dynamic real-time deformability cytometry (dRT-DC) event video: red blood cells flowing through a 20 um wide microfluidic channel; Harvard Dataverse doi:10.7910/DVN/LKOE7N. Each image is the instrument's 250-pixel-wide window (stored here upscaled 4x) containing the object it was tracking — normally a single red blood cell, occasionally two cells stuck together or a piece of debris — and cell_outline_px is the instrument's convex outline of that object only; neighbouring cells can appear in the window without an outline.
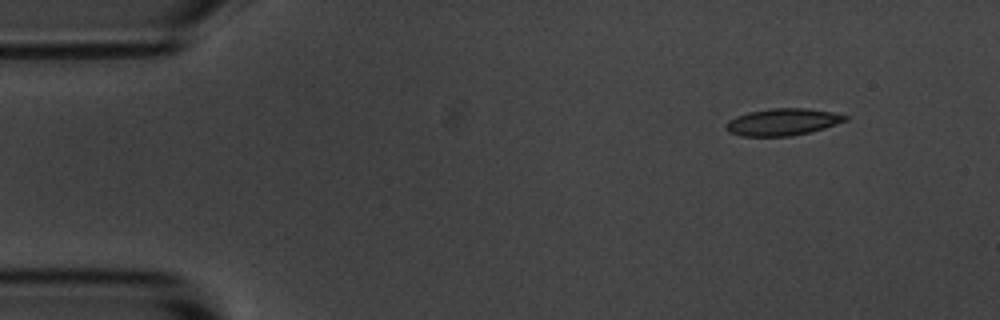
{"species": "common noctule bat (a hibernating species)", "species_latin": "Nyctalus noctula", "temperature_condition": "room temperature", "stored_images_in_passage": 10, "camera_frame_rate_fps": 3000, "um_per_image_px": 0.085, "animal": {"sex": "male", "body_mass_g": 20.1, "forearm_length_mm": 53.5}, "frame": {"image": 1, "passage_image": 1, "time_ms": 0.0, "image_size_px": [1000, 320], "cell_outline_px": [[848, 120], [824, 128], [792, 136], [740, 136], [728, 132], [724, 128], [724, 124], [728, 120], [736, 116], [748, 112], [772, 108], [808, 108], [832, 112], [848, 116]], "centroid_in_image_um": [66.48, 10.37], "position_along_channel_um": 18.5, "area_um2": 18.84}}
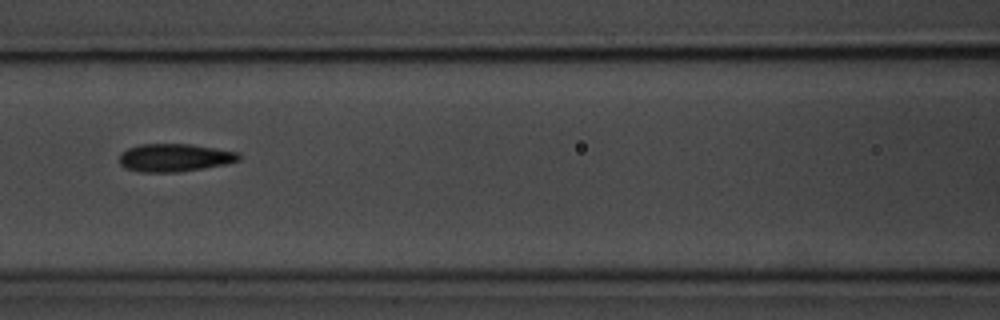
{"frame": {"image": 2, "passage_image": 6, "time_ms": 6.0, "image_size_px": [1000, 320], "cell_outline_px": [[240, 160], [228, 164], [180, 172], [140, 172], [124, 168], [120, 164], [120, 152], [128, 148], [140, 144], [192, 144], [240, 152]], "centroid_in_image_um": [14.86, 13.4], "position_along_channel_um": 151.7, "area_um2": 19.71}}
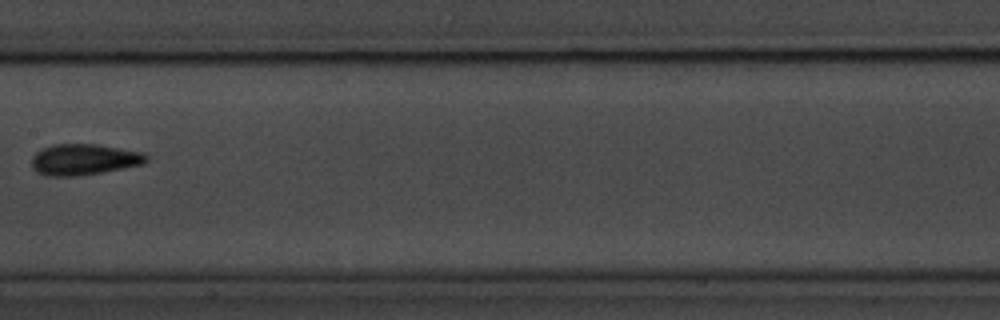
{"frame": {"image": 3, "passage_image": 7, "time_ms": 7.333, "image_size_px": [1000, 320], "cell_outline_px": [[148, 160], [140, 164], [100, 172], [76, 176], [44, 176], [36, 172], [32, 168], [32, 156], [36, 152], [52, 144], [100, 144], [144, 152], [148, 156]], "centroid_in_image_um": [7.1, 13.54], "position_along_channel_um": 200.3, "area_um2": 20.75}}